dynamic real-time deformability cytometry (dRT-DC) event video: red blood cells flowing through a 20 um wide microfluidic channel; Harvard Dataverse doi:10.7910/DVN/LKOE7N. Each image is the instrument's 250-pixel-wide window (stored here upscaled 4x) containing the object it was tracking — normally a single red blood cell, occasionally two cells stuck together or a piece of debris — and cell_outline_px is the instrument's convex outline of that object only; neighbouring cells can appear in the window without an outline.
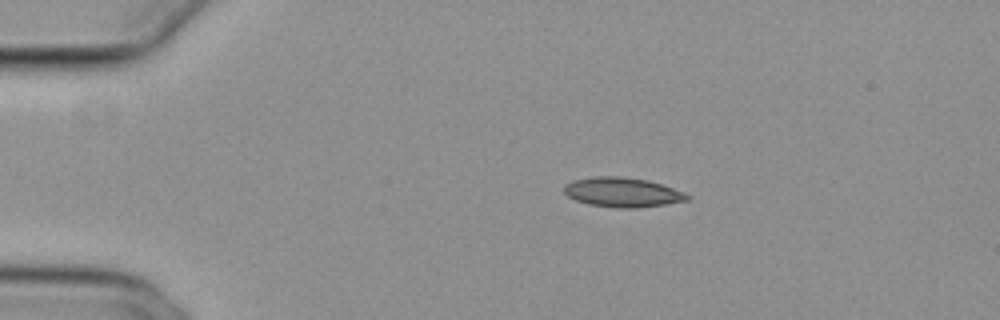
{"species": "common noctule bat (a hibernating species)", "species_latin": "Nyctalus noctula", "temperature_condition": "cold", "stored_images_in_passage": 45, "camera_frame_rate_fps": 3000, "um_per_image_px": 0.085, "animal": {"sex": "female", "body_mass_g": 29.2, "forearm_length_mm": 56.3}, "frame": {"image": 1, "passage_image": 2, "time_ms": 0.333, "image_size_px": [1000, 320], "cell_outline_px": [[692, 196], [688, 200], [664, 204], [636, 208], [616, 208], [588, 204], [576, 200], [568, 196], [564, 192], [564, 184], [572, 180], [592, 176], [620, 176], [648, 180], [684, 192]], "centroid_in_image_um": [52.88, 16.34], "position_along_channel_um": 32.1, "area_um2": 21.27}}
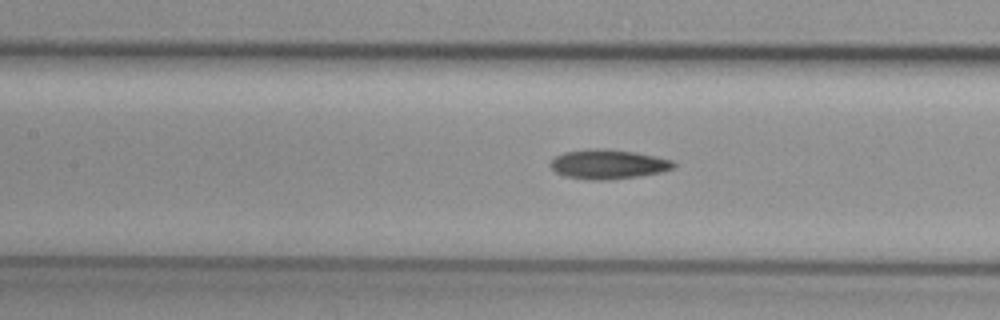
{"frame": {"image": 2, "passage_image": 16, "time_ms": 5.0, "image_size_px": [1000, 320], "cell_outline_px": [[676, 168], [660, 172], [640, 176], [612, 180], [588, 180], [564, 176], [556, 172], [548, 164], [556, 156], [564, 152], [588, 148], [604, 148], [636, 152], [656, 156], [672, 160], [676, 164]], "centroid_in_image_um": [51.7, 13.96], "position_along_channel_um": 155.7, "area_um2": 21.5}}
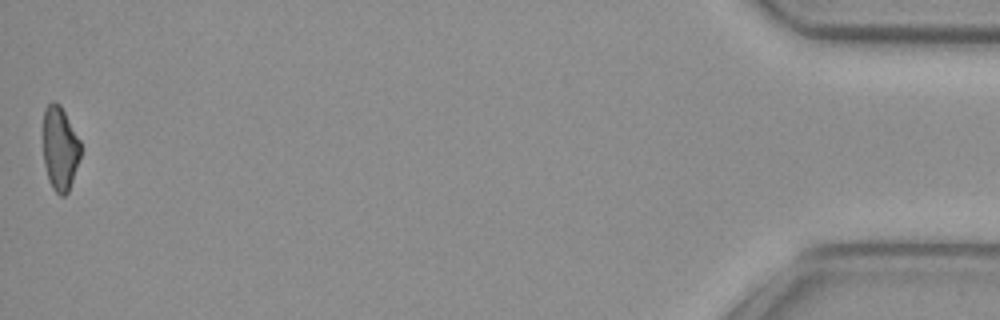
{"frame": {"image": 3, "passage_image": 45, "time_ms": 14.667, "image_size_px": [1000, 320], "cell_outline_px": [[80, 156], [68, 192], [64, 196], [60, 196], [52, 188], [48, 180], [44, 164], [44, 108], [52, 100], [56, 100], [60, 104], [80, 140]], "centroid_in_image_um": [5.09, 12.6], "position_along_channel_um": 430.1, "area_um2": 18.26}}